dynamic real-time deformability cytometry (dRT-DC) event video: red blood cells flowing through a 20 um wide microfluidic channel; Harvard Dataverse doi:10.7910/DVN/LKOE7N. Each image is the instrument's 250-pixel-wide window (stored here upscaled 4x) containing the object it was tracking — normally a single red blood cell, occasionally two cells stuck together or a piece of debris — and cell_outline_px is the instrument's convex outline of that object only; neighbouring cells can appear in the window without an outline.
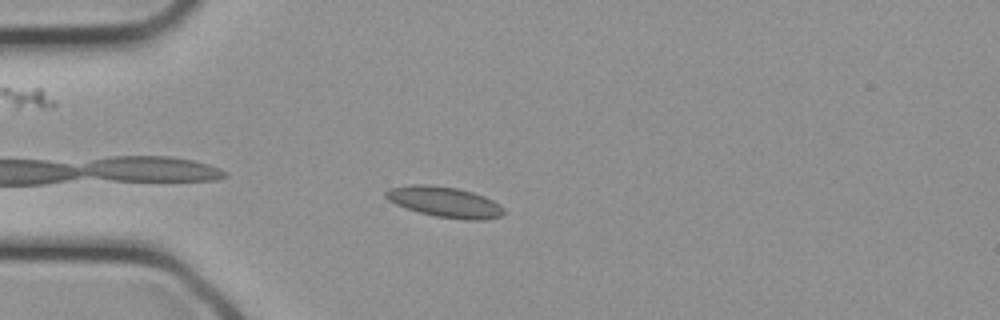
{"species": "common noctule bat (a hibernating species)", "species_latin": "Nyctalus noctula", "temperature_condition": "cold", "stored_images_in_passage": 22, "camera_frame_rate_fps": 3000, "um_per_image_px": 0.085, "animal": {"sex": "female", "body_mass_g": 21.9}, "frame": {"image": 1, "passage_image": 2, "time_ms": 0.333, "image_size_px": [1000, 320], "cell_outline_px": [[504, 212], [500, 216], [484, 220], [464, 220], [436, 216], [420, 212], [396, 204], [388, 200], [384, 196], [384, 192], [388, 188], [412, 184], [424, 184], [456, 188], [472, 192], [484, 196], [500, 204], [504, 208]], "centroid_in_image_um": [37.79, 17.16], "position_along_channel_um": 47.2, "area_um2": 20.92}}
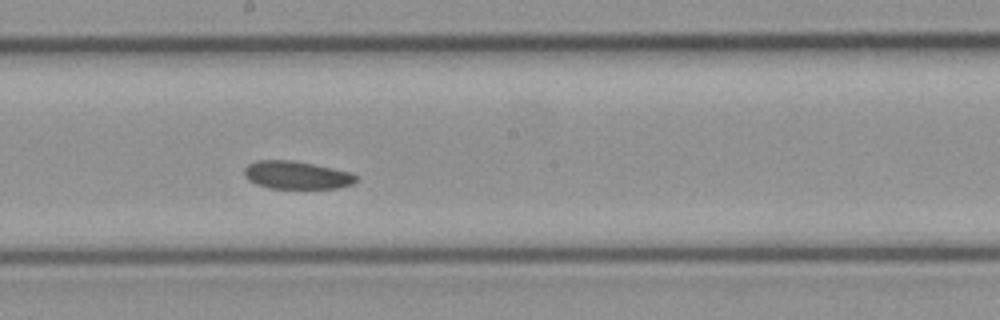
{"frame": {"image": 2, "passage_image": 11, "time_ms": 3.333, "image_size_px": [1000, 320], "cell_outline_px": [[356, 180], [352, 184], [336, 188], [268, 188], [256, 184], [248, 180], [244, 176], [244, 168], [248, 164], [256, 160], [292, 160], [352, 172], [356, 176]], "centroid_in_image_um": [25.17, 14.88], "position_along_channel_um": 223.0, "area_um2": 18.15}}
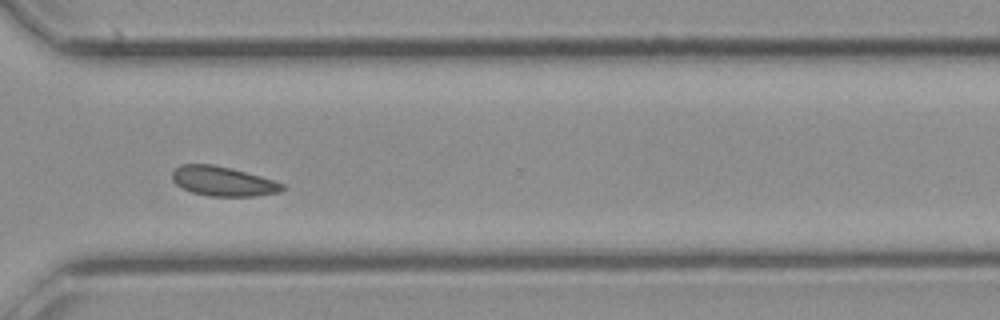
{"frame": {"image": 3, "passage_image": 17, "time_ms": 5.333, "image_size_px": [1000, 320], "cell_outline_px": [[284, 188], [280, 192], [252, 196], [208, 196], [192, 192], [176, 184], [172, 180], [172, 172], [180, 164], [212, 164], [232, 168], [260, 176], [284, 184]], "centroid_in_image_um": [18.93, 15.4], "position_along_channel_um": 351.7, "area_um2": 18.84}}